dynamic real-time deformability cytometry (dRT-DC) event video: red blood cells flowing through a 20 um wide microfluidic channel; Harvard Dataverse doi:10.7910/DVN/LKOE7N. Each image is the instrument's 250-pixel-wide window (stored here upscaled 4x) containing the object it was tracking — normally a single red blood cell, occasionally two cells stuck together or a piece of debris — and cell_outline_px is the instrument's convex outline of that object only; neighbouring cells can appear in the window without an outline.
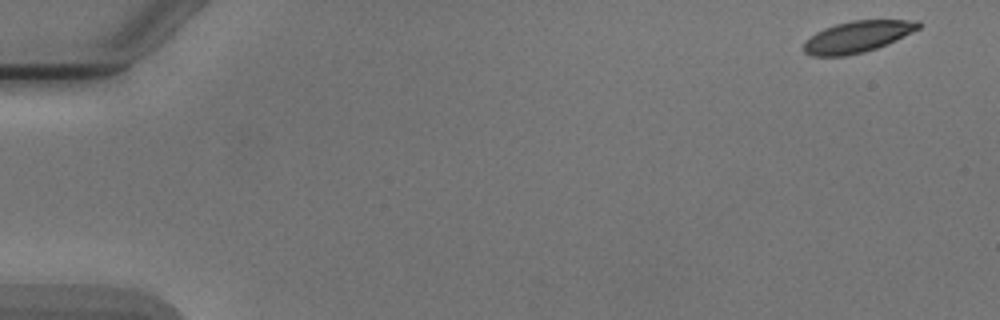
{"species": "Egyptian fruit bat (a non-hibernating species)", "species_latin": "Rousettus aegyptiacus", "temperature_condition": "cold", "stored_images_in_passage": 5, "camera_frame_rate_fps": 3000, "um_per_image_px": 0.085, "animal": {"sex": "male"}, "frame": {"image": 1, "passage_image": 1, "time_ms": 0.0, "image_size_px": [1000, 320], "cell_outline_px": [[920, 28], [896, 40], [876, 48], [864, 52], [848, 56], [812, 56], [804, 52], [804, 40], [816, 32], [824, 28], [836, 24], [852, 20], [920, 20]], "centroid_in_image_um": [72.86, 3.12], "position_along_channel_um": 12.1, "area_um2": 21.04}}
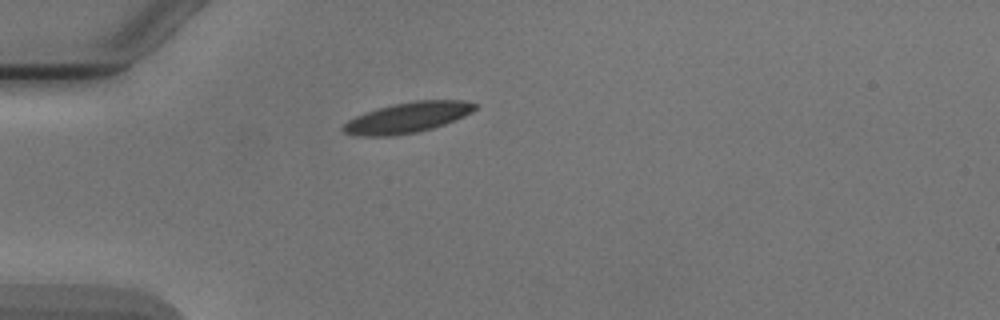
{"frame": {"image": 2, "passage_image": 4, "time_ms": 4.333, "image_size_px": [1000, 320], "cell_outline_px": [[480, 104], [472, 112], [464, 116], [444, 124], [432, 128], [416, 132], [392, 136], [356, 136], [344, 132], [340, 128], [348, 120], [364, 112], [376, 108], [392, 104], [412, 100], [464, 100]], "centroid_in_image_um": [34.63, 9.98], "position_along_channel_um": 50.4, "area_um2": 23.64}}